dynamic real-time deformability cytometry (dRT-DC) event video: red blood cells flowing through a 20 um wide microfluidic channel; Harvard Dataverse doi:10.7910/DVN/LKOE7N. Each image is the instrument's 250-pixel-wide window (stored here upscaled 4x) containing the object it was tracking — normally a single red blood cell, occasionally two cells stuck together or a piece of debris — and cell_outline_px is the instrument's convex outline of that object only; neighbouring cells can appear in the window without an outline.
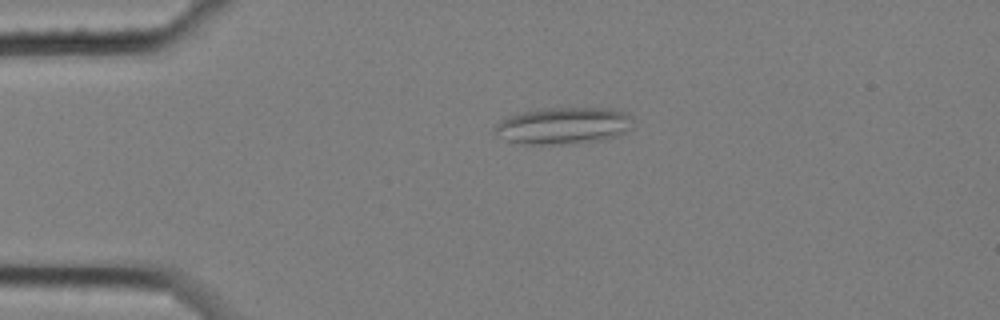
{"species": "common noctule bat (a hibernating species)", "species_latin": "Nyctalus noctula", "temperature_condition": "cold", "stored_images_in_passage": 5, "camera_frame_rate_fps": 3000, "um_per_image_px": 0.085, "animal": {"sex": "female", "body_mass_g": 25.1}, "frame": {"image": 1, "passage_image": 4, "time_ms": 1.0, "image_size_px": [1000, 320], "cell_outline_px": [[632, 116], [628, 128], [620, 136], [600, 140], [572, 144], [524, 144], [508, 140], [492, 132], [492, 128], [500, 120], [516, 112], [540, 108], [612, 108], [628, 112]], "centroid_in_image_um": [47.85, 10.67], "position_along_channel_um": 37.1, "area_um2": 30.06}}